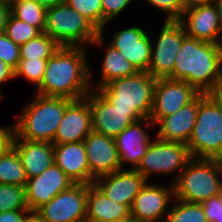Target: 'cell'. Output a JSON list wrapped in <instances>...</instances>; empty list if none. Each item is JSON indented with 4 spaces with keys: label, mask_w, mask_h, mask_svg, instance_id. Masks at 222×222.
Instances as JSON below:
<instances>
[{
    "label": "cell",
    "mask_w": 222,
    "mask_h": 222,
    "mask_svg": "<svg viewBox=\"0 0 222 222\" xmlns=\"http://www.w3.org/2000/svg\"><path fill=\"white\" fill-rule=\"evenodd\" d=\"M218 163L220 165V172H221V175H222V157L221 158H218ZM222 177V176H221ZM222 180V179H221Z\"/></svg>",
    "instance_id": "cell-49"
},
{
    "label": "cell",
    "mask_w": 222,
    "mask_h": 222,
    "mask_svg": "<svg viewBox=\"0 0 222 222\" xmlns=\"http://www.w3.org/2000/svg\"><path fill=\"white\" fill-rule=\"evenodd\" d=\"M173 80L209 94L222 80L220 45L186 36L175 58Z\"/></svg>",
    "instance_id": "cell-2"
},
{
    "label": "cell",
    "mask_w": 222,
    "mask_h": 222,
    "mask_svg": "<svg viewBox=\"0 0 222 222\" xmlns=\"http://www.w3.org/2000/svg\"><path fill=\"white\" fill-rule=\"evenodd\" d=\"M44 33L65 47H102L105 40L89 20L66 2L46 10Z\"/></svg>",
    "instance_id": "cell-4"
},
{
    "label": "cell",
    "mask_w": 222,
    "mask_h": 222,
    "mask_svg": "<svg viewBox=\"0 0 222 222\" xmlns=\"http://www.w3.org/2000/svg\"><path fill=\"white\" fill-rule=\"evenodd\" d=\"M75 183L55 164L38 176L27 180L25 199L28 209L35 213L55 195L68 190Z\"/></svg>",
    "instance_id": "cell-14"
},
{
    "label": "cell",
    "mask_w": 222,
    "mask_h": 222,
    "mask_svg": "<svg viewBox=\"0 0 222 222\" xmlns=\"http://www.w3.org/2000/svg\"><path fill=\"white\" fill-rule=\"evenodd\" d=\"M59 47L48 34L42 32L20 46V59L48 60Z\"/></svg>",
    "instance_id": "cell-28"
},
{
    "label": "cell",
    "mask_w": 222,
    "mask_h": 222,
    "mask_svg": "<svg viewBox=\"0 0 222 222\" xmlns=\"http://www.w3.org/2000/svg\"><path fill=\"white\" fill-rule=\"evenodd\" d=\"M46 10L35 0H15L10 5V14L12 16L37 27L41 32L45 30Z\"/></svg>",
    "instance_id": "cell-27"
},
{
    "label": "cell",
    "mask_w": 222,
    "mask_h": 222,
    "mask_svg": "<svg viewBox=\"0 0 222 222\" xmlns=\"http://www.w3.org/2000/svg\"><path fill=\"white\" fill-rule=\"evenodd\" d=\"M198 112V96L172 115L161 118L155 125V136L161 140L187 144L193 132Z\"/></svg>",
    "instance_id": "cell-22"
},
{
    "label": "cell",
    "mask_w": 222,
    "mask_h": 222,
    "mask_svg": "<svg viewBox=\"0 0 222 222\" xmlns=\"http://www.w3.org/2000/svg\"><path fill=\"white\" fill-rule=\"evenodd\" d=\"M87 184H74L55 195L35 214L41 222H86Z\"/></svg>",
    "instance_id": "cell-11"
},
{
    "label": "cell",
    "mask_w": 222,
    "mask_h": 222,
    "mask_svg": "<svg viewBox=\"0 0 222 222\" xmlns=\"http://www.w3.org/2000/svg\"><path fill=\"white\" fill-rule=\"evenodd\" d=\"M41 33L42 32L37 27L20 21L11 14L9 15L5 28V34L15 44L21 46Z\"/></svg>",
    "instance_id": "cell-31"
},
{
    "label": "cell",
    "mask_w": 222,
    "mask_h": 222,
    "mask_svg": "<svg viewBox=\"0 0 222 222\" xmlns=\"http://www.w3.org/2000/svg\"><path fill=\"white\" fill-rule=\"evenodd\" d=\"M218 159L192 158L174 182L175 198L202 203L222 190Z\"/></svg>",
    "instance_id": "cell-6"
},
{
    "label": "cell",
    "mask_w": 222,
    "mask_h": 222,
    "mask_svg": "<svg viewBox=\"0 0 222 222\" xmlns=\"http://www.w3.org/2000/svg\"><path fill=\"white\" fill-rule=\"evenodd\" d=\"M152 41L139 25L118 30L109 43L133 64L138 71L147 72L151 62Z\"/></svg>",
    "instance_id": "cell-15"
},
{
    "label": "cell",
    "mask_w": 222,
    "mask_h": 222,
    "mask_svg": "<svg viewBox=\"0 0 222 222\" xmlns=\"http://www.w3.org/2000/svg\"><path fill=\"white\" fill-rule=\"evenodd\" d=\"M20 46L7 37L5 32L0 33V60L15 70L20 60Z\"/></svg>",
    "instance_id": "cell-34"
},
{
    "label": "cell",
    "mask_w": 222,
    "mask_h": 222,
    "mask_svg": "<svg viewBox=\"0 0 222 222\" xmlns=\"http://www.w3.org/2000/svg\"><path fill=\"white\" fill-rule=\"evenodd\" d=\"M30 210H13L0 213V222H24L31 214Z\"/></svg>",
    "instance_id": "cell-38"
},
{
    "label": "cell",
    "mask_w": 222,
    "mask_h": 222,
    "mask_svg": "<svg viewBox=\"0 0 222 222\" xmlns=\"http://www.w3.org/2000/svg\"><path fill=\"white\" fill-rule=\"evenodd\" d=\"M179 22L190 38L215 44L222 41L219 37L222 35L219 16L214 3L186 9Z\"/></svg>",
    "instance_id": "cell-20"
},
{
    "label": "cell",
    "mask_w": 222,
    "mask_h": 222,
    "mask_svg": "<svg viewBox=\"0 0 222 222\" xmlns=\"http://www.w3.org/2000/svg\"><path fill=\"white\" fill-rule=\"evenodd\" d=\"M214 5L216 7L218 16H219V21H220V29L222 32V0H215Z\"/></svg>",
    "instance_id": "cell-45"
},
{
    "label": "cell",
    "mask_w": 222,
    "mask_h": 222,
    "mask_svg": "<svg viewBox=\"0 0 222 222\" xmlns=\"http://www.w3.org/2000/svg\"><path fill=\"white\" fill-rule=\"evenodd\" d=\"M147 180L136 170L121 169L95 179L94 184L112 201L131 207Z\"/></svg>",
    "instance_id": "cell-19"
},
{
    "label": "cell",
    "mask_w": 222,
    "mask_h": 222,
    "mask_svg": "<svg viewBox=\"0 0 222 222\" xmlns=\"http://www.w3.org/2000/svg\"><path fill=\"white\" fill-rule=\"evenodd\" d=\"M15 0H0V2L6 3L8 5H11Z\"/></svg>",
    "instance_id": "cell-48"
},
{
    "label": "cell",
    "mask_w": 222,
    "mask_h": 222,
    "mask_svg": "<svg viewBox=\"0 0 222 222\" xmlns=\"http://www.w3.org/2000/svg\"><path fill=\"white\" fill-rule=\"evenodd\" d=\"M112 222H143V221H140L139 219L130 215V216H127L123 219H120V220H117V221H112Z\"/></svg>",
    "instance_id": "cell-46"
},
{
    "label": "cell",
    "mask_w": 222,
    "mask_h": 222,
    "mask_svg": "<svg viewBox=\"0 0 222 222\" xmlns=\"http://www.w3.org/2000/svg\"><path fill=\"white\" fill-rule=\"evenodd\" d=\"M215 0H183L184 10L197 6L213 4Z\"/></svg>",
    "instance_id": "cell-42"
},
{
    "label": "cell",
    "mask_w": 222,
    "mask_h": 222,
    "mask_svg": "<svg viewBox=\"0 0 222 222\" xmlns=\"http://www.w3.org/2000/svg\"><path fill=\"white\" fill-rule=\"evenodd\" d=\"M220 50H221V73H222V41L220 42Z\"/></svg>",
    "instance_id": "cell-50"
},
{
    "label": "cell",
    "mask_w": 222,
    "mask_h": 222,
    "mask_svg": "<svg viewBox=\"0 0 222 222\" xmlns=\"http://www.w3.org/2000/svg\"><path fill=\"white\" fill-rule=\"evenodd\" d=\"M24 222H41L40 218L35 214L31 213Z\"/></svg>",
    "instance_id": "cell-47"
},
{
    "label": "cell",
    "mask_w": 222,
    "mask_h": 222,
    "mask_svg": "<svg viewBox=\"0 0 222 222\" xmlns=\"http://www.w3.org/2000/svg\"><path fill=\"white\" fill-rule=\"evenodd\" d=\"M54 163L75 183L93 184L83 142L54 144Z\"/></svg>",
    "instance_id": "cell-21"
},
{
    "label": "cell",
    "mask_w": 222,
    "mask_h": 222,
    "mask_svg": "<svg viewBox=\"0 0 222 222\" xmlns=\"http://www.w3.org/2000/svg\"><path fill=\"white\" fill-rule=\"evenodd\" d=\"M10 79H14V70L0 60V85L5 81H10ZM2 93L0 92V98L2 99Z\"/></svg>",
    "instance_id": "cell-39"
},
{
    "label": "cell",
    "mask_w": 222,
    "mask_h": 222,
    "mask_svg": "<svg viewBox=\"0 0 222 222\" xmlns=\"http://www.w3.org/2000/svg\"><path fill=\"white\" fill-rule=\"evenodd\" d=\"M166 186L146 182L133 200L131 216L143 222H164L175 198L174 184Z\"/></svg>",
    "instance_id": "cell-13"
},
{
    "label": "cell",
    "mask_w": 222,
    "mask_h": 222,
    "mask_svg": "<svg viewBox=\"0 0 222 222\" xmlns=\"http://www.w3.org/2000/svg\"><path fill=\"white\" fill-rule=\"evenodd\" d=\"M100 67V81L98 80V84L96 83L95 85L91 83L92 89L98 90L112 80L131 76L139 72L119 50L110 44L108 45Z\"/></svg>",
    "instance_id": "cell-25"
},
{
    "label": "cell",
    "mask_w": 222,
    "mask_h": 222,
    "mask_svg": "<svg viewBox=\"0 0 222 222\" xmlns=\"http://www.w3.org/2000/svg\"><path fill=\"white\" fill-rule=\"evenodd\" d=\"M66 3L89 20L99 31L103 29L101 0H66Z\"/></svg>",
    "instance_id": "cell-33"
},
{
    "label": "cell",
    "mask_w": 222,
    "mask_h": 222,
    "mask_svg": "<svg viewBox=\"0 0 222 222\" xmlns=\"http://www.w3.org/2000/svg\"><path fill=\"white\" fill-rule=\"evenodd\" d=\"M13 210H29L25 199V187L0 184V213Z\"/></svg>",
    "instance_id": "cell-30"
},
{
    "label": "cell",
    "mask_w": 222,
    "mask_h": 222,
    "mask_svg": "<svg viewBox=\"0 0 222 222\" xmlns=\"http://www.w3.org/2000/svg\"><path fill=\"white\" fill-rule=\"evenodd\" d=\"M9 15H10V5L0 2V33L5 32Z\"/></svg>",
    "instance_id": "cell-40"
},
{
    "label": "cell",
    "mask_w": 222,
    "mask_h": 222,
    "mask_svg": "<svg viewBox=\"0 0 222 222\" xmlns=\"http://www.w3.org/2000/svg\"><path fill=\"white\" fill-rule=\"evenodd\" d=\"M131 2H134V0H101L103 29L100 31V34L104 33L105 25L120 15Z\"/></svg>",
    "instance_id": "cell-36"
},
{
    "label": "cell",
    "mask_w": 222,
    "mask_h": 222,
    "mask_svg": "<svg viewBox=\"0 0 222 222\" xmlns=\"http://www.w3.org/2000/svg\"><path fill=\"white\" fill-rule=\"evenodd\" d=\"M47 61L44 59H20L14 70V78L23 77L30 84L36 85L37 89L42 83Z\"/></svg>",
    "instance_id": "cell-32"
},
{
    "label": "cell",
    "mask_w": 222,
    "mask_h": 222,
    "mask_svg": "<svg viewBox=\"0 0 222 222\" xmlns=\"http://www.w3.org/2000/svg\"><path fill=\"white\" fill-rule=\"evenodd\" d=\"M27 180L17 151L6 142L0 149V184L25 187Z\"/></svg>",
    "instance_id": "cell-26"
},
{
    "label": "cell",
    "mask_w": 222,
    "mask_h": 222,
    "mask_svg": "<svg viewBox=\"0 0 222 222\" xmlns=\"http://www.w3.org/2000/svg\"><path fill=\"white\" fill-rule=\"evenodd\" d=\"M209 95L215 100L222 111V80L215 86Z\"/></svg>",
    "instance_id": "cell-41"
},
{
    "label": "cell",
    "mask_w": 222,
    "mask_h": 222,
    "mask_svg": "<svg viewBox=\"0 0 222 222\" xmlns=\"http://www.w3.org/2000/svg\"><path fill=\"white\" fill-rule=\"evenodd\" d=\"M34 96L10 127L8 139L52 143L66 107L73 100L40 94Z\"/></svg>",
    "instance_id": "cell-3"
},
{
    "label": "cell",
    "mask_w": 222,
    "mask_h": 222,
    "mask_svg": "<svg viewBox=\"0 0 222 222\" xmlns=\"http://www.w3.org/2000/svg\"><path fill=\"white\" fill-rule=\"evenodd\" d=\"M10 127L0 126V149L7 142Z\"/></svg>",
    "instance_id": "cell-44"
},
{
    "label": "cell",
    "mask_w": 222,
    "mask_h": 222,
    "mask_svg": "<svg viewBox=\"0 0 222 222\" xmlns=\"http://www.w3.org/2000/svg\"><path fill=\"white\" fill-rule=\"evenodd\" d=\"M164 222H208L199 203H187L174 198Z\"/></svg>",
    "instance_id": "cell-29"
},
{
    "label": "cell",
    "mask_w": 222,
    "mask_h": 222,
    "mask_svg": "<svg viewBox=\"0 0 222 222\" xmlns=\"http://www.w3.org/2000/svg\"><path fill=\"white\" fill-rule=\"evenodd\" d=\"M154 137L135 170L147 182L153 174L165 175V177L173 174L175 177L171 184H174L192 159L189 148L183 143L165 141Z\"/></svg>",
    "instance_id": "cell-8"
},
{
    "label": "cell",
    "mask_w": 222,
    "mask_h": 222,
    "mask_svg": "<svg viewBox=\"0 0 222 222\" xmlns=\"http://www.w3.org/2000/svg\"><path fill=\"white\" fill-rule=\"evenodd\" d=\"M154 8L166 14L165 21H179L183 15V0H146Z\"/></svg>",
    "instance_id": "cell-35"
},
{
    "label": "cell",
    "mask_w": 222,
    "mask_h": 222,
    "mask_svg": "<svg viewBox=\"0 0 222 222\" xmlns=\"http://www.w3.org/2000/svg\"><path fill=\"white\" fill-rule=\"evenodd\" d=\"M153 126L149 118H143L130 124L115 138L121 169L127 168L126 164L131 166L127 169H136L152 141L146 129Z\"/></svg>",
    "instance_id": "cell-16"
},
{
    "label": "cell",
    "mask_w": 222,
    "mask_h": 222,
    "mask_svg": "<svg viewBox=\"0 0 222 222\" xmlns=\"http://www.w3.org/2000/svg\"><path fill=\"white\" fill-rule=\"evenodd\" d=\"M156 78L148 72L138 73L110 81L98 90L121 111H137L150 118L153 108Z\"/></svg>",
    "instance_id": "cell-7"
},
{
    "label": "cell",
    "mask_w": 222,
    "mask_h": 222,
    "mask_svg": "<svg viewBox=\"0 0 222 222\" xmlns=\"http://www.w3.org/2000/svg\"><path fill=\"white\" fill-rule=\"evenodd\" d=\"M200 204L208 222H222V190Z\"/></svg>",
    "instance_id": "cell-37"
},
{
    "label": "cell",
    "mask_w": 222,
    "mask_h": 222,
    "mask_svg": "<svg viewBox=\"0 0 222 222\" xmlns=\"http://www.w3.org/2000/svg\"><path fill=\"white\" fill-rule=\"evenodd\" d=\"M156 43L152 42L151 62L147 72L154 78L173 79L175 58L187 36L179 21H165Z\"/></svg>",
    "instance_id": "cell-9"
},
{
    "label": "cell",
    "mask_w": 222,
    "mask_h": 222,
    "mask_svg": "<svg viewBox=\"0 0 222 222\" xmlns=\"http://www.w3.org/2000/svg\"><path fill=\"white\" fill-rule=\"evenodd\" d=\"M35 1L39 5L45 7L46 9L66 2V0H35Z\"/></svg>",
    "instance_id": "cell-43"
},
{
    "label": "cell",
    "mask_w": 222,
    "mask_h": 222,
    "mask_svg": "<svg viewBox=\"0 0 222 222\" xmlns=\"http://www.w3.org/2000/svg\"><path fill=\"white\" fill-rule=\"evenodd\" d=\"M83 144L90 175L94 179L121 170L114 138L91 131L84 139Z\"/></svg>",
    "instance_id": "cell-17"
},
{
    "label": "cell",
    "mask_w": 222,
    "mask_h": 222,
    "mask_svg": "<svg viewBox=\"0 0 222 222\" xmlns=\"http://www.w3.org/2000/svg\"><path fill=\"white\" fill-rule=\"evenodd\" d=\"M17 151L27 179L38 176L54 163V144L49 142L7 139Z\"/></svg>",
    "instance_id": "cell-23"
},
{
    "label": "cell",
    "mask_w": 222,
    "mask_h": 222,
    "mask_svg": "<svg viewBox=\"0 0 222 222\" xmlns=\"http://www.w3.org/2000/svg\"><path fill=\"white\" fill-rule=\"evenodd\" d=\"M186 145L192 158L222 157V111L209 94L198 95L196 122Z\"/></svg>",
    "instance_id": "cell-5"
},
{
    "label": "cell",
    "mask_w": 222,
    "mask_h": 222,
    "mask_svg": "<svg viewBox=\"0 0 222 222\" xmlns=\"http://www.w3.org/2000/svg\"><path fill=\"white\" fill-rule=\"evenodd\" d=\"M92 112V131L116 138L133 122L143 119L137 111H121L99 90L91 89L85 97Z\"/></svg>",
    "instance_id": "cell-10"
},
{
    "label": "cell",
    "mask_w": 222,
    "mask_h": 222,
    "mask_svg": "<svg viewBox=\"0 0 222 222\" xmlns=\"http://www.w3.org/2000/svg\"><path fill=\"white\" fill-rule=\"evenodd\" d=\"M130 215L127 205L110 200L94 183L87 185L86 222H112Z\"/></svg>",
    "instance_id": "cell-24"
},
{
    "label": "cell",
    "mask_w": 222,
    "mask_h": 222,
    "mask_svg": "<svg viewBox=\"0 0 222 222\" xmlns=\"http://www.w3.org/2000/svg\"><path fill=\"white\" fill-rule=\"evenodd\" d=\"M92 131V112L86 98L73 100L63 114L53 144L83 142Z\"/></svg>",
    "instance_id": "cell-18"
},
{
    "label": "cell",
    "mask_w": 222,
    "mask_h": 222,
    "mask_svg": "<svg viewBox=\"0 0 222 222\" xmlns=\"http://www.w3.org/2000/svg\"><path fill=\"white\" fill-rule=\"evenodd\" d=\"M200 93L185 81L157 78L154 87L150 120L155 125L161 118L172 115L192 102Z\"/></svg>",
    "instance_id": "cell-12"
},
{
    "label": "cell",
    "mask_w": 222,
    "mask_h": 222,
    "mask_svg": "<svg viewBox=\"0 0 222 222\" xmlns=\"http://www.w3.org/2000/svg\"><path fill=\"white\" fill-rule=\"evenodd\" d=\"M86 50L87 47L60 46L48 59L42 83L35 94L71 100L85 98L92 89V69Z\"/></svg>",
    "instance_id": "cell-1"
}]
</instances>
